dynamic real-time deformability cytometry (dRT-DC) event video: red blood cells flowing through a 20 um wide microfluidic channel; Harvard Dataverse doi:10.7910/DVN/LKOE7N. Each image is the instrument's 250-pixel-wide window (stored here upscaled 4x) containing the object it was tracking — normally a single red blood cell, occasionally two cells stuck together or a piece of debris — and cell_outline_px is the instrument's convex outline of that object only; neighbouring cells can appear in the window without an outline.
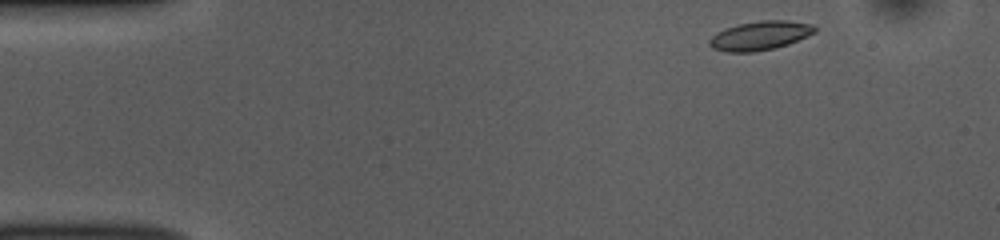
{"species": "common noctule bat (a hibernating species)", "species_latin": "Nyctalus noctula", "temperature_condition": "room temperature", "stored_images_in_passage": 47, "camera_frame_rate_fps": 3000, "um_per_image_px": 0.085, "animal": {"sex": "female", "body_mass_g": 10.0, "forearm_length_mm": 53.1}, "frame": {"image": 1, "passage_image": 1, "time_ms": 0.0, "image_size_px": [1000, 240], "cell_outline_px": [[816, 32], [808, 36], [788, 44], [772, 48], [752, 52], [728, 52], [712, 48], [708, 44], [708, 40], [716, 32], [724, 28], [736, 24], [760, 20], [784, 20], [812, 24], [816, 28]], "centroid_in_image_um": [64.57, 3.01], "position_along_channel_um": 20.4, "area_um2": 17.86}}
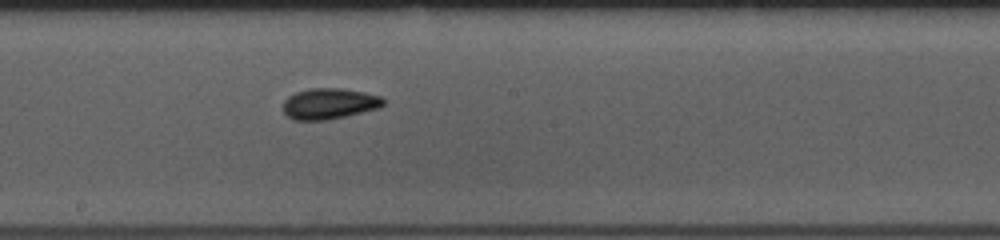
{"frame": {"image": 2, "passage_image": 23, "time_ms": 7.333, "image_size_px": [1000, 240], "cell_outline_px": [[384, 104], [380, 108], [328, 120], [292, 120], [284, 112], [284, 100], [288, 96], [296, 92], [308, 88], [340, 88], [364, 92], [380, 96], [384, 100]], "centroid_in_image_um": [27.98, 8.81], "position_along_channel_um": 220.2, "area_um2": 18.09}}
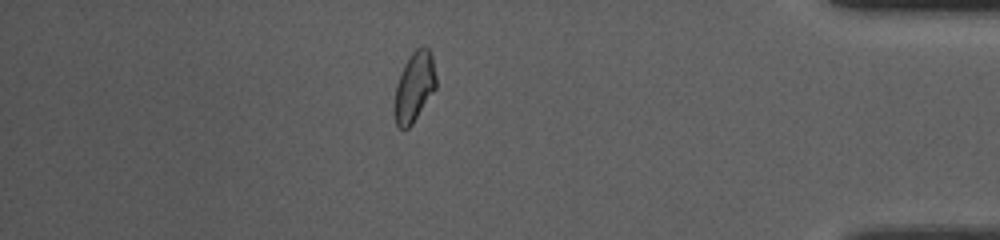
{"frame": {"image": 3, "passage_image": 40, "time_ms": 13.0, "image_size_px": [1000, 240], "cell_outline_px": [[436, 88], [412, 124], [408, 128], [400, 128], [396, 124], [392, 108], [396, 84], [404, 64], [412, 52], [416, 48], [428, 48], [432, 56], [436, 76]], "centroid_in_image_um": [35.18, 7.41], "position_along_channel_um": 400.0, "area_um2": 16.99}, "authors_computed_cell_mechanics": {"area_um2": 17.34, "velocity_mm_per_s": 3.845, "shape_relaxation_time_tau1_ms": 2.4779, "shape_relaxation_time_tau2_ms": 2.0962, "deformation_change_tau1": 0.1005, "deformation_change_tau2": 0.0641}}